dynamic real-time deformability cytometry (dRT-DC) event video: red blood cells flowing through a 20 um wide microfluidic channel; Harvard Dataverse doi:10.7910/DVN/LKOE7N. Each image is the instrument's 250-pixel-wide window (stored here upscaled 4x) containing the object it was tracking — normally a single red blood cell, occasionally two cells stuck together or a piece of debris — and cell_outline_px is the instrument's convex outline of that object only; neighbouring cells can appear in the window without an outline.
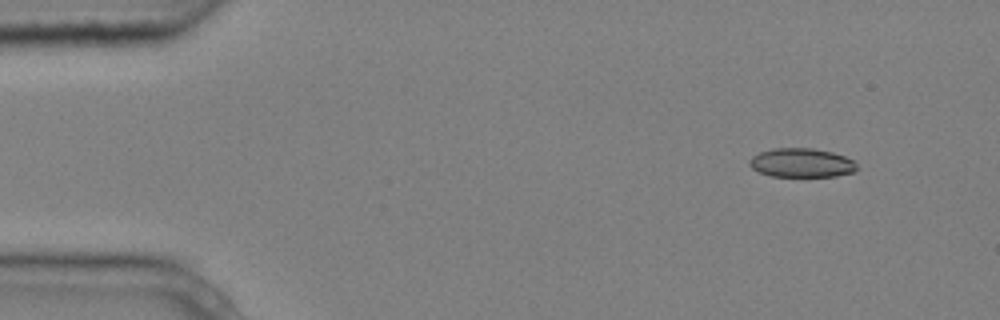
{"species": "common noctule bat (a hibernating species)", "species_latin": "Nyctalus noctula", "temperature_condition": "cold", "stored_images_in_passage": 9, "camera_frame_rate_fps": 3000, "um_per_image_px": 0.085, "animal": {"sex": "male", "body_mass_g": 20.4}, "frame": {"image": 1, "passage_image": 1, "time_ms": 0.0, "image_size_px": [1000, 320], "cell_outline_px": [[856, 172], [836, 176], [772, 176], [760, 172], [752, 168], [748, 164], [748, 160], [752, 156], [760, 152], [772, 148], [812, 148], [832, 152], [844, 156], [852, 160], [856, 164]], "centroid_in_image_um": [68.11, 13.83], "position_along_channel_um": 16.9, "area_um2": 18.15}}
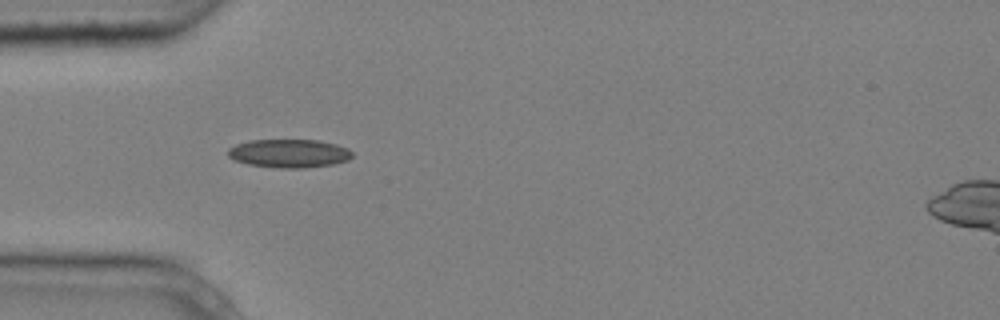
{"frame": {"image": 2, "passage_image": 4, "time_ms": 1.0, "image_size_px": [1000, 320], "cell_outline_px": [[352, 156], [348, 160], [332, 164], [304, 168], [280, 168], [248, 164], [236, 160], [228, 156], [228, 148], [236, 144], [248, 140], [320, 140], [336, 144], [348, 148], [352, 152]], "centroid_in_image_um": [24.58, 13.03], "position_along_channel_um": 60.4, "area_um2": 20.58}}
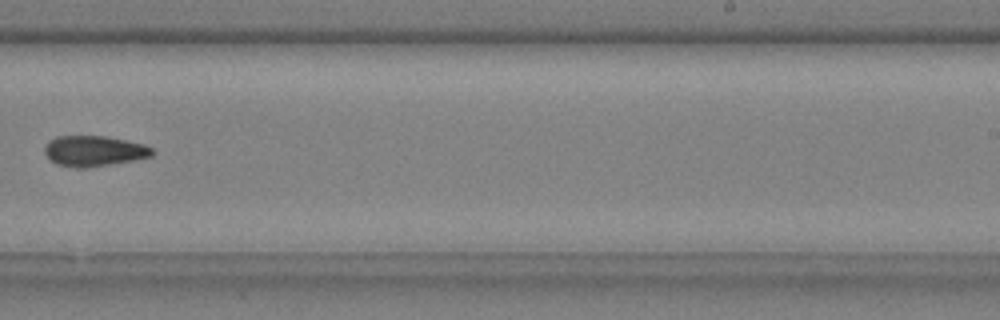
{"frame": {"image": 3, "passage_image": 9, "time_ms": 2.667, "image_size_px": [1000, 320], "cell_outline_px": [[156, 152], [152, 156], [136, 160], [84, 168], [76, 168], [56, 164], [44, 152], [44, 148], [48, 140], [56, 136], [108, 136], [144, 144], [152, 148]], "centroid_in_image_um": [8.01, 12.83], "position_along_channel_um": 281.0, "area_um2": 19.31}}